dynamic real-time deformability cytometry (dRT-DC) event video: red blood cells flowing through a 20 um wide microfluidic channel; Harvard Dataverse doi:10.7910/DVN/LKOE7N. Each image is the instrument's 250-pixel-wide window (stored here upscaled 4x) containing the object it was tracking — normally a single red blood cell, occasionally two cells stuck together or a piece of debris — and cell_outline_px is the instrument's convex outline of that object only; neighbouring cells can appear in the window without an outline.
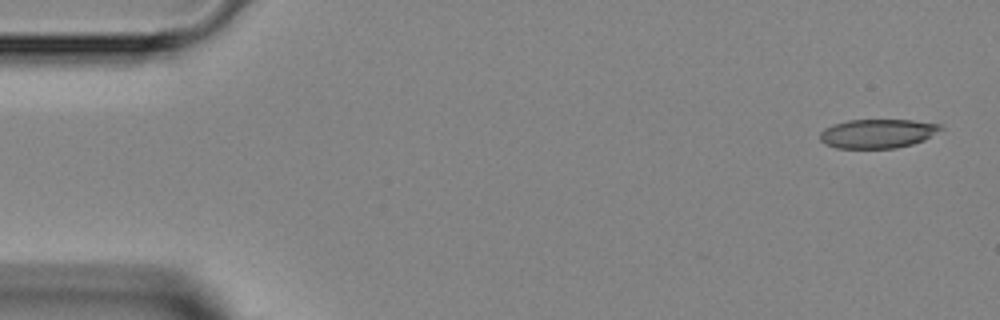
{"species": "Egyptian fruit bat (a non-hibernating species)", "species_latin": "Rousettus aegyptiacus", "temperature_condition": "room temperature", "stored_images_in_passage": 5, "camera_frame_rate_fps": 3000, "um_per_image_px": 0.085, "animal": {"sex": "female"}, "frame": {"image": 1, "passage_image": 1, "time_ms": 0.0, "image_size_px": [1000, 320], "cell_outline_px": [[944, 128], [924, 140], [912, 144], [896, 148], [836, 148], [824, 144], [820, 140], [820, 132], [824, 128], [832, 124], [848, 120], [912, 120], [940, 124]], "centroid_in_image_um": [74.57, 11.35], "position_along_channel_um": 10.4, "area_um2": 20.52}}
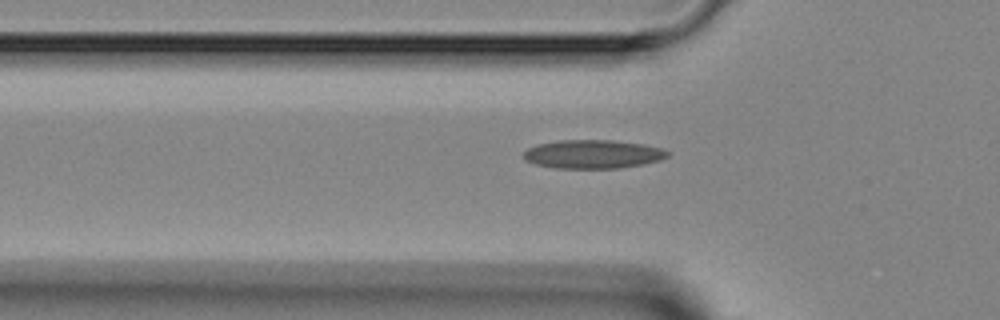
{"frame": {"image": 2, "passage_image": 4, "time_ms": 4.333, "image_size_px": [1000, 320], "cell_outline_px": [[668, 156], [660, 160], [644, 164], [620, 168], [552, 168], [536, 164], [524, 160], [524, 152], [528, 148], [536, 144], [560, 140], [612, 140], [644, 144], [660, 148], [668, 152]], "centroid_in_image_um": [50.37, 13.1], "position_along_channel_um": 75.4, "area_um2": 24.04}}
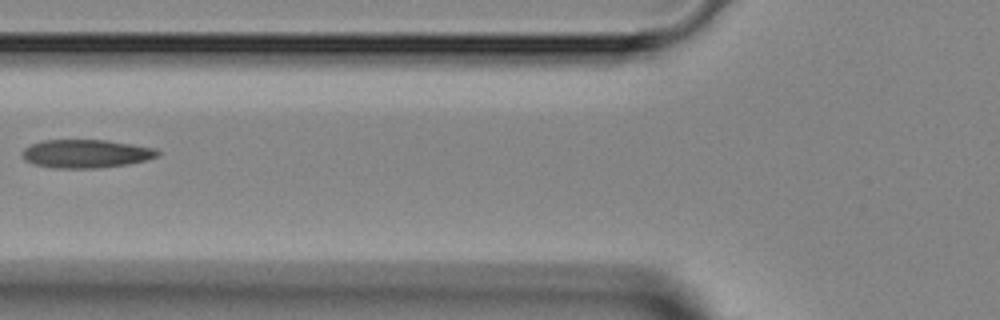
{"frame": {"image": 3, "passage_image": 5, "time_ms": 5.333, "image_size_px": [1000, 320], "cell_outline_px": [[160, 156], [128, 164], [100, 168], [52, 168], [32, 164], [24, 160], [24, 148], [32, 144], [44, 140], [108, 140], [132, 144], [152, 148], [160, 152]], "centroid_in_image_um": [7.31, 13.07], "position_along_channel_um": 118.5, "area_um2": 22.31}}